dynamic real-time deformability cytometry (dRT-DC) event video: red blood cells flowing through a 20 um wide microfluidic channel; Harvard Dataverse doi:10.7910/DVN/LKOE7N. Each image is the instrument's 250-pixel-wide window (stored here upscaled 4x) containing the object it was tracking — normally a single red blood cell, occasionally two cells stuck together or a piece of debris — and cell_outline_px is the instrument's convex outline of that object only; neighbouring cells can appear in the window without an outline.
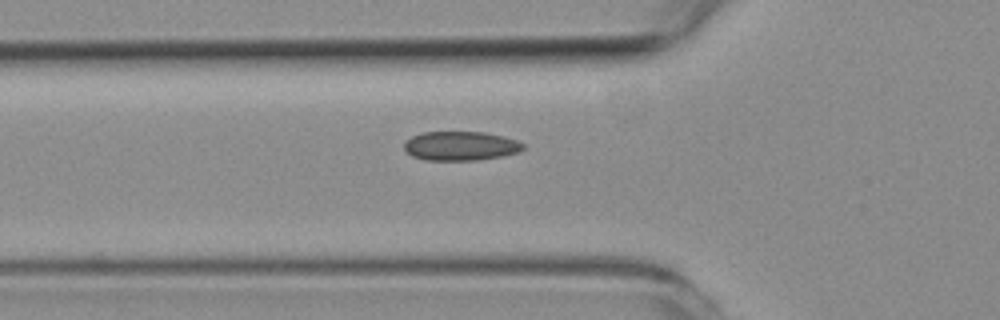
{"species": "common noctule bat (a hibernating species)", "species_latin": "Nyctalus noctula", "temperature_condition": "room temperature", "stored_images_in_passage": 41, "camera_frame_rate_fps": 3000, "um_per_image_px": 0.085, "animal": {"sex": "female", "body_mass_g": 19.3, "forearm_length_mm": 54.1}, "frame": {"image": 1, "passage_image": 5, "time_ms": 1.333, "image_size_px": [1000, 320], "cell_outline_px": [[524, 148], [520, 152], [504, 156], [480, 160], [424, 160], [412, 156], [404, 148], [404, 140], [412, 136], [424, 132], [484, 132], [504, 136], [516, 140], [524, 144]], "centroid_in_image_um": [39.17, 12.41], "position_along_channel_um": 86.6, "area_um2": 20.4}}
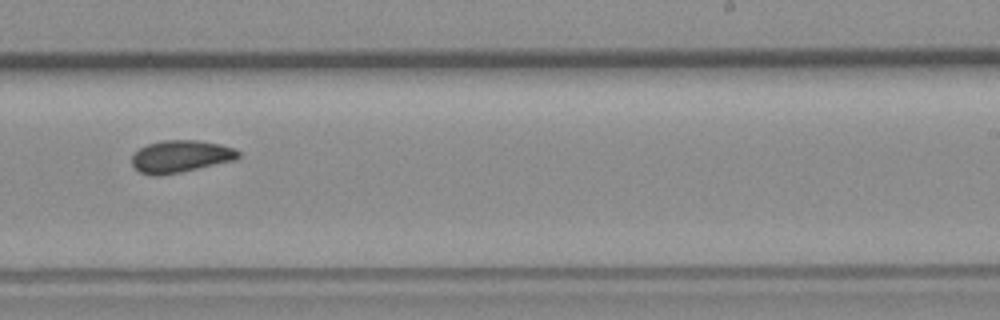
{"frame": {"image": 2, "passage_image": 20, "time_ms": 6.333, "image_size_px": [1000, 320], "cell_outline_px": [[240, 156], [236, 160], [180, 172], [160, 176], [152, 176], [140, 172], [132, 164], [132, 156], [140, 148], [148, 144], [164, 140], [196, 140], [220, 144], [232, 148], [240, 152]], "centroid_in_image_um": [15.36, 13.3], "position_along_channel_um": 273.6, "area_um2": 19.88}}
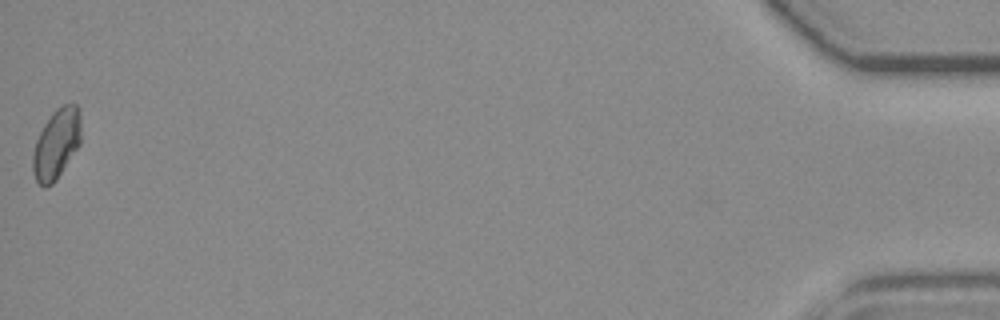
{"frame": {"image": 3, "passage_image": 41, "time_ms": 13.333, "image_size_px": [1000, 320], "cell_outline_px": [[80, 144], [56, 180], [52, 184], [44, 188], [36, 180], [32, 172], [32, 156], [36, 140], [44, 124], [52, 112], [56, 108], [64, 104], [76, 104], [80, 108]], "centroid_in_image_um": [4.79, 12.23], "position_along_channel_um": 430.4, "area_um2": 19.71}, "authors_computed_cell_mechanics": {"area_um2": 19.5942, "velocity_mm_per_s": 3.7363, "shape_relaxation_time_tau1_ms": null, "shape_relaxation_time_tau2_ms": 2.4557, "deformation_change_tau1": null, "deformation_change_tau2": 0.0649}}